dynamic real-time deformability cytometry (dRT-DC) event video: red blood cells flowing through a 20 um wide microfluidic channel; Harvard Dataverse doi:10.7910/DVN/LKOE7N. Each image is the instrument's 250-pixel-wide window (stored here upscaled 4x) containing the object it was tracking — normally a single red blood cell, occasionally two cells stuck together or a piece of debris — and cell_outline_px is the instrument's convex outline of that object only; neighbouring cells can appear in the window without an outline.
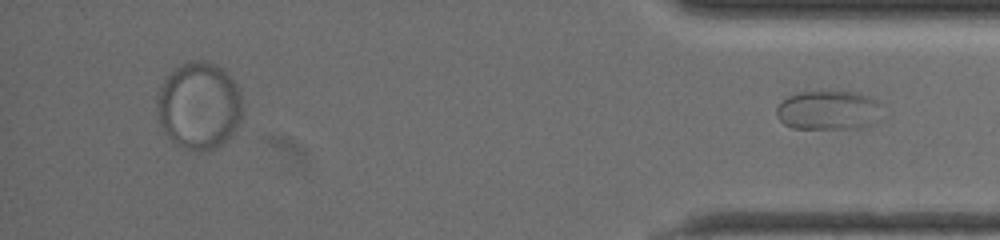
{"species": "common noctule bat (a hibernating species)", "species_latin": "Nyctalus noctula", "temperature_condition": "warm", "stored_images_in_passage": 37, "segment_of_instrument_passage": [2, 2], "camera_frame_rate_fps": 3000, "um_per_image_px": 0.085, "animal": {"sex": "female", "body_mass_g": 19.5, "forearm_length_mm": 54.1}, "frame": {"image": 1, "passage_image": 37, "time_ms": 12.0, "image_size_px": [1000, 240], "cell_outline_px": [[884, 104], [880, 120], [876, 124], [868, 128], [792, 128], [784, 124], [780, 120], [776, 112], [776, 108], [788, 96], [800, 92], [856, 92], [880, 100]], "centroid_in_image_um": [70.55, 9.39], "position_along_channel_um": 364.7, "area_um2": 24.68}}